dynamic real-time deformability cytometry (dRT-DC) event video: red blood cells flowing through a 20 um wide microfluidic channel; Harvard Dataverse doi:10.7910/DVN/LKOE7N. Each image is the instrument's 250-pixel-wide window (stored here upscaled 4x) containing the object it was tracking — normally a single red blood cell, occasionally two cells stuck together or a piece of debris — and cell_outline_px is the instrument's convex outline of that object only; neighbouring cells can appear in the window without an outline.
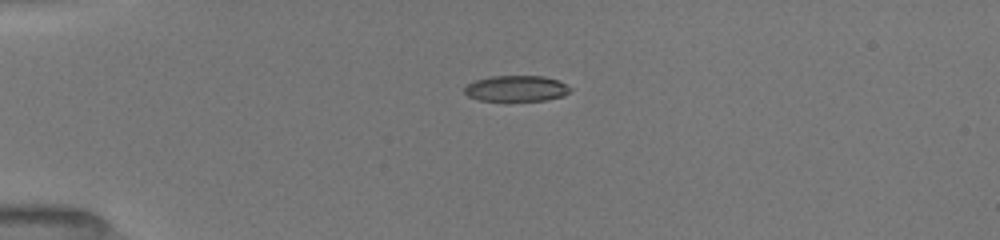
{"species": "common noctule bat (a hibernating species)", "species_latin": "Nyctalus noctula", "temperature_condition": "room temperature", "stored_images_in_passage": 34, "camera_frame_rate_fps": 3000, "um_per_image_px": 0.085, "animal": {"sex": "female", "body_mass_g": 19.5, "forearm_length_mm": 54.1}, "frame": {"image": 1, "passage_image": 1, "time_ms": 0.0, "image_size_px": [1000, 240], "cell_outline_px": [[572, 88], [564, 96], [544, 100], [480, 100], [468, 96], [464, 92], [464, 88], [468, 84], [476, 80], [492, 76], [544, 76], [556, 80]], "centroid_in_image_um": [43.88, 7.52], "position_along_channel_um": 41.1, "area_um2": 15.66}}
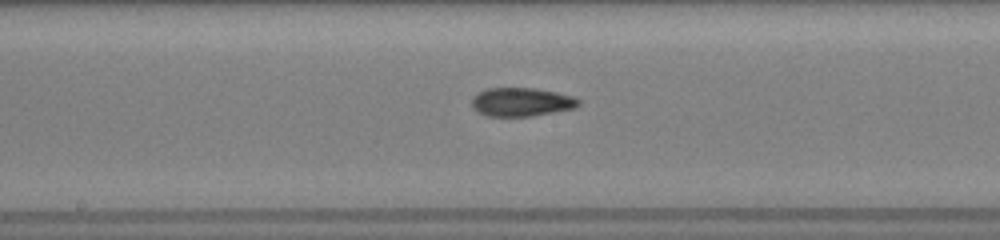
{"frame": {"image": 2, "passage_image": 14, "time_ms": 5.0, "image_size_px": [1000, 240], "cell_outline_px": [[580, 104], [576, 108], [532, 116], [484, 116], [476, 112], [472, 108], [472, 96], [476, 92], [488, 88], [536, 88], [576, 96], [580, 100]], "centroid_in_image_um": [44.31, 8.67], "position_along_channel_um": 203.9, "area_um2": 18.21}}
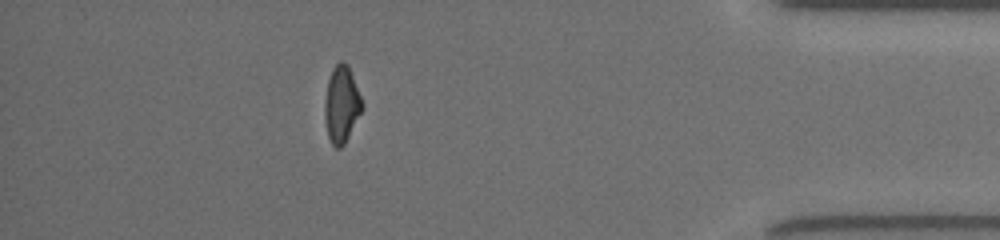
{"frame": {"image": 3, "passage_image": 30, "time_ms": 11.0, "image_size_px": [1000, 240], "cell_outline_px": [[364, 108], [344, 144], [340, 148], [336, 148], [332, 144], [328, 136], [324, 116], [324, 100], [328, 80], [332, 68], [340, 60], [344, 60], [348, 64], [364, 104]], "centroid_in_image_um": [29.04, 8.84], "position_along_channel_um": 406.2, "area_um2": 16.94}, "authors_computed_cell_mechanics": {"area_um2": 17.2244, "velocity_mm_per_s": 4.0332, "shape_relaxation_time_tau1_ms": 10.0161, "shape_relaxation_time_tau2_ms": 3.7595, "deformation_change_tau1": 0.2566, "deformation_change_tau2": 0.1135}}